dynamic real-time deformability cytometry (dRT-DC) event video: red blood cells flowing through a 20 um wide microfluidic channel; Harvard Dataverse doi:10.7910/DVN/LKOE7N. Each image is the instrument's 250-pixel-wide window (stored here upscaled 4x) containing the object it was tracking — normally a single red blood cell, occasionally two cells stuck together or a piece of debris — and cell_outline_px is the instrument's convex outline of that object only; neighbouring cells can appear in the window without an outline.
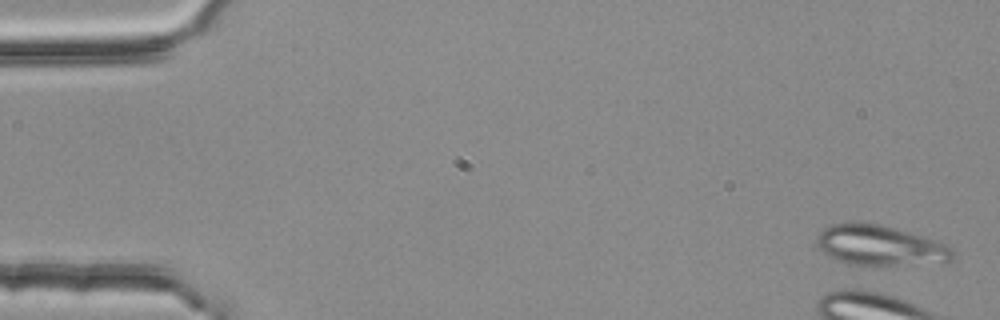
{"species": "common noctule bat (a hibernating species)", "species_latin": "Nyctalus noctula", "temperature_condition": "room temperature", "stored_images_in_passage": 4, "camera_frame_rate_fps": 3000, "um_per_image_px": 0.085, "animal": {"sex": "female", "body_mass_g": 25.1}, "frame": {"image": 1, "passage_image": 1, "time_ms": 0.0, "image_size_px": [1000, 320], "cell_outline_px": [[952, 260], [944, 264], [884, 268], [876, 268], [848, 264], [836, 260], [824, 252], [816, 244], [816, 236], [828, 224], [848, 220], [856, 220], [880, 224], [896, 228], [936, 240], [948, 244], [952, 248]], "centroid_in_image_um": [74.83, 20.9], "position_along_channel_um": 10.2, "area_um2": 33.93}}